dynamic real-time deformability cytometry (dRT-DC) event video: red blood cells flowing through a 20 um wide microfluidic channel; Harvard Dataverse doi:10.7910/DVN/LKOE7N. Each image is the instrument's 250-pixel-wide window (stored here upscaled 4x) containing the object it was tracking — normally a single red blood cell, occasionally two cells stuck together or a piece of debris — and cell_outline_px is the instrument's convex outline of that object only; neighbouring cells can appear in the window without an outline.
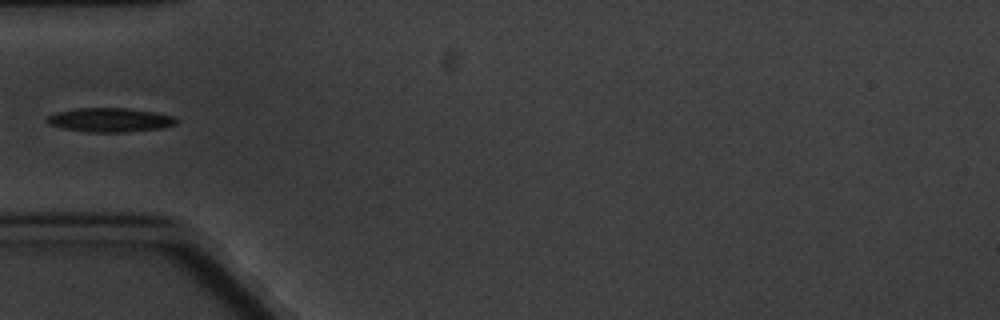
{"species": "common noctule bat (a hibernating species)", "species_latin": "Nyctalus noctula", "temperature_condition": "cold", "stored_images_in_passage": 4, "camera_frame_rate_fps": 3000, "um_per_image_px": 0.085, "animal": {"sex": "male", "body_mass_g": 20.1, "forearm_length_mm": 53.5}, "frame": {"image": 1, "passage_image": 2, "time_ms": 1.333, "image_size_px": [1000, 320], "cell_outline_px": [[180, 120], [176, 124], [160, 128], [124, 132], [88, 132], [60, 128], [48, 124], [44, 120], [48, 116], [56, 112], [76, 108], [128, 108], [156, 112], [172, 116]], "centroid_in_image_um": [9.32, 10.19], "position_along_channel_um": 75.7, "area_um2": 18.26}}